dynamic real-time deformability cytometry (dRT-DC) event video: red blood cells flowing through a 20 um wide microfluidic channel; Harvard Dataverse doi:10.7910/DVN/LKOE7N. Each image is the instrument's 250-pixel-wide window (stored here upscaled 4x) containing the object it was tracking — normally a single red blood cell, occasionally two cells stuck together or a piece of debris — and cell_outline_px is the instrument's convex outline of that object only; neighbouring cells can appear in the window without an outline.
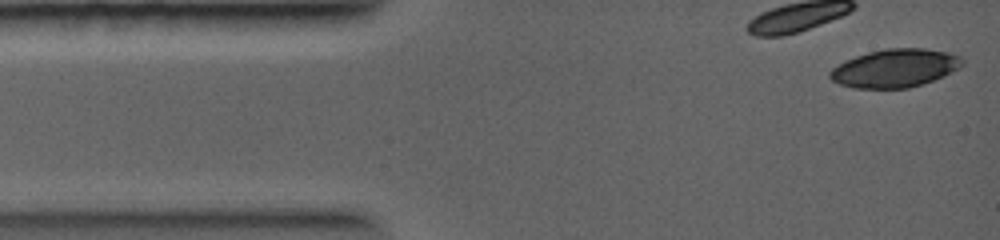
{"species": "common noctule bat (a hibernating species)", "species_latin": "Nyctalus noctula", "temperature_condition": "warm", "stored_images_in_passage": 27, "camera_frame_rate_fps": 5000, "um_per_image_px": 0.085, "animal": {"sex": "female", "body_mass_g": 19.0, "forearm_length_mm": 56.7}, "frame": {"image": 1, "passage_image": 1, "time_ms": 0.0, "image_size_px": [1000, 240], "cell_outline_px": [[964, 64], [960, 68], [944, 76], [908, 88], [856, 88], [840, 84], [832, 80], [828, 76], [828, 72], [832, 68], [844, 60], [868, 52], [884, 48], [924, 48], [948, 52], [960, 56], [964, 60]], "centroid_in_image_um": [76.08, 5.78], "position_along_channel_um": 8.9, "area_um2": 29.59}}
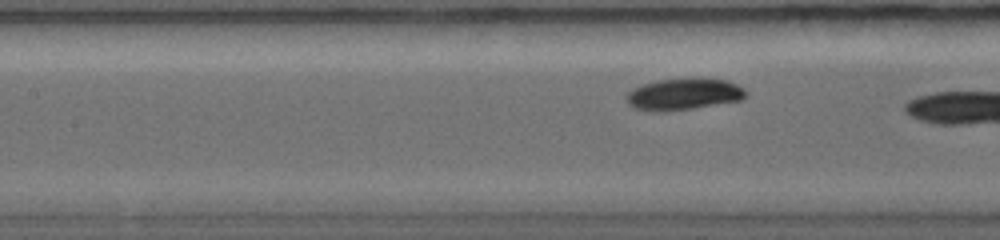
{"frame": {"image": 2, "passage_image": 22, "time_ms": 3.6, "image_size_px": [1000, 240], "cell_outline_px": [[744, 96], [740, 100], [692, 108], [664, 112], [656, 112], [632, 108], [628, 104], [628, 92], [632, 88], [656, 80], [696, 76], [728, 80], [744, 88]], "centroid_in_image_um": [58.09, 7.97], "position_along_channel_um": 149.3, "area_um2": 22.31}}